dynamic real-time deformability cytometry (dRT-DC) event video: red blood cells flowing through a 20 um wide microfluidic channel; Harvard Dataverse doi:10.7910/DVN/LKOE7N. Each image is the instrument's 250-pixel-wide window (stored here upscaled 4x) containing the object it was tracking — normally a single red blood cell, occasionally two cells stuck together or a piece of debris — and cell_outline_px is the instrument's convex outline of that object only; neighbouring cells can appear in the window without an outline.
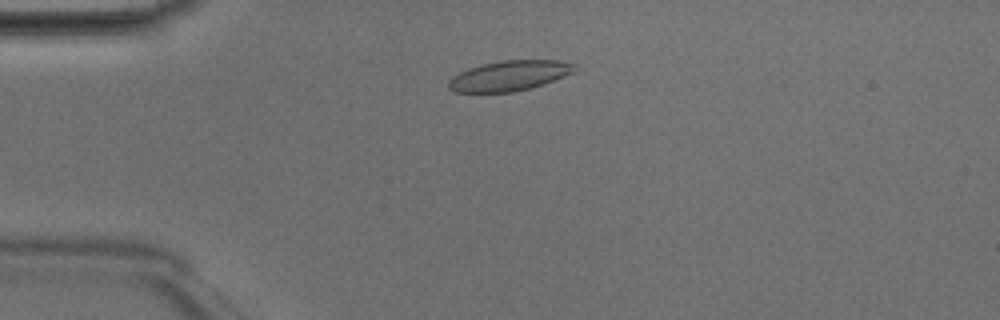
{"species": "Egyptian fruit bat (a non-hibernating species)", "species_latin": "Rousettus aegyptiacus", "temperature_condition": "room temperature", "stored_images_in_passage": 46, "camera_frame_rate_fps": 3000, "um_per_image_px": 0.085, "animal": {"sex": "male"}, "frame": {"image": 1, "passage_image": 9, "time_ms": 2.667, "image_size_px": [1000, 320], "cell_outline_px": [[576, 68], [572, 72], [544, 84], [512, 92], [456, 92], [448, 88], [448, 80], [452, 76], [468, 68], [480, 64], [504, 60], [560, 60], [576, 64]], "centroid_in_image_um": [43.26, 6.42], "position_along_channel_um": 41.7, "area_um2": 22.08}}
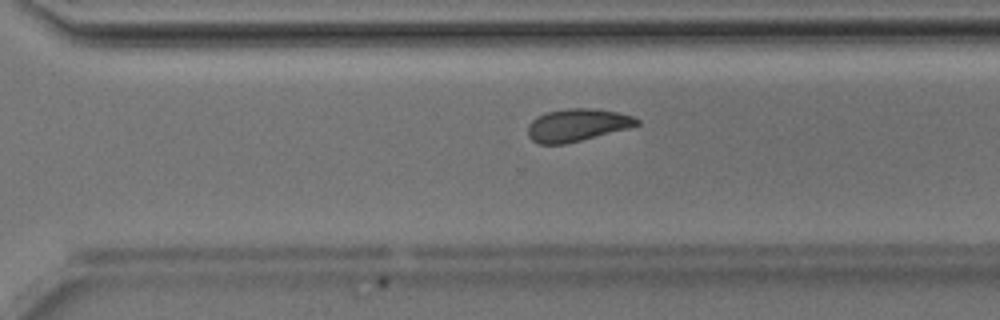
{"frame": {"image": 2, "passage_image": 31, "time_ms": 10.0, "image_size_px": [1000, 320], "cell_outline_px": [[640, 124], [628, 128], [564, 144], [540, 144], [532, 140], [528, 136], [528, 124], [532, 120], [548, 112], [564, 108], [596, 108], [616, 112], [632, 116], [640, 120]], "centroid_in_image_um": [49.05, 10.62], "position_along_channel_um": 321.6, "area_um2": 20.46}}
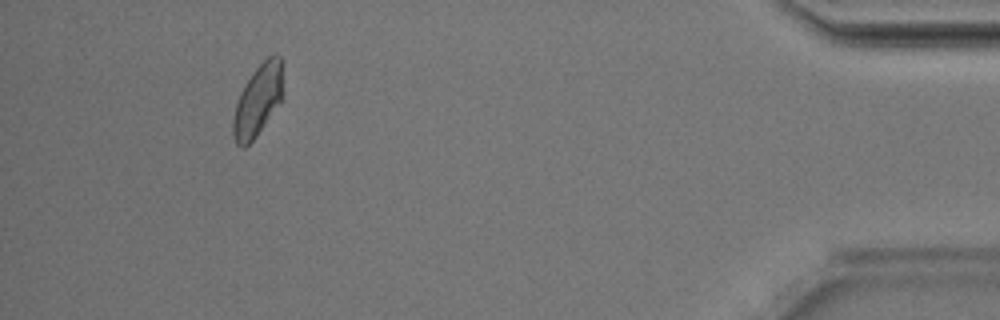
{"frame": {"image": 3, "passage_image": 42, "time_ms": 13.667, "image_size_px": [1000, 320], "cell_outline_px": [[284, 60], [280, 104], [256, 136], [244, 148], [240, 148], [236, 144], [232, 132], [232, 120], [236, 104], [240, 92], [256, 68], [268, 56], [276, 52]], "centroid_in_image_um": [21.93, 8.51], "position_along_channel_um": 413.3, "area_um2": 20.92}, "authors_computed_cell_mechanics": {"area_um2": 21.2704, "velocity_mm_per_s": 4.1841, "shape_relaxation_time_tau1_ms": 3.9027, "shape_relaxation_time_tau2_ms": 2.4687, "deformation_change_tau1": 0.1031, "deformation_change_tau2": 0.0596}}